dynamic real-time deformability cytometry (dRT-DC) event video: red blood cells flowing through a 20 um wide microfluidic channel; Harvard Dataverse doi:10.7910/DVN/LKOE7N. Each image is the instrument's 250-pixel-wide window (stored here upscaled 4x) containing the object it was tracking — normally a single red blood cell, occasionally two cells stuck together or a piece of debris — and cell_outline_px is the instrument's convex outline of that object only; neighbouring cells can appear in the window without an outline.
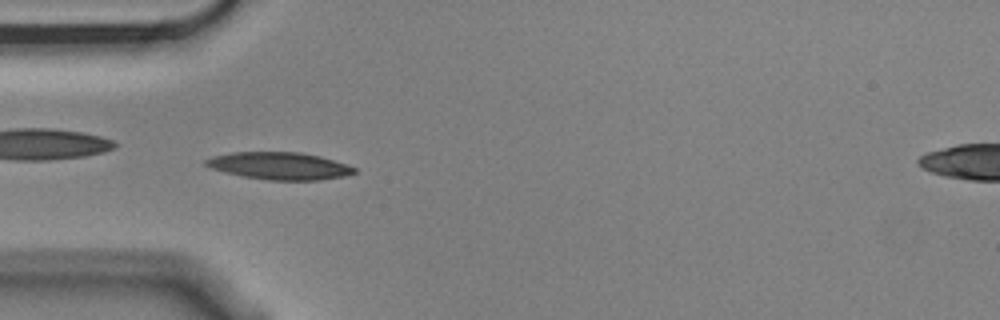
{"species": "Egyptian fruit bat (a non-hibernating species)", "species_latin": "Rousettus aegyptiacus", "temperature_condition": "cold", "stored_images_in_passage": 10, "camera_frame_rate_fps": 3000, "um_per_image_px": 0.085, "animal": {"sex": "male"}, "frame": {"image": 1, "passage_image": 5, "time_ms": 1.333, "image_size_px": [1000, 320], "cell_outline_px": [[356, 172], [344, 176], [320, 180], [268, 180], [244, 176], [224, 172], [212, 168], [204, 164], [204, 160], [212, 156], [232, 152], [300, 152], [320, 156], [356, 168]], "centroid_in_image_um": [23.73, 14.09], "position_along_channel_um": 61.3, "area_um2": 23.47}}
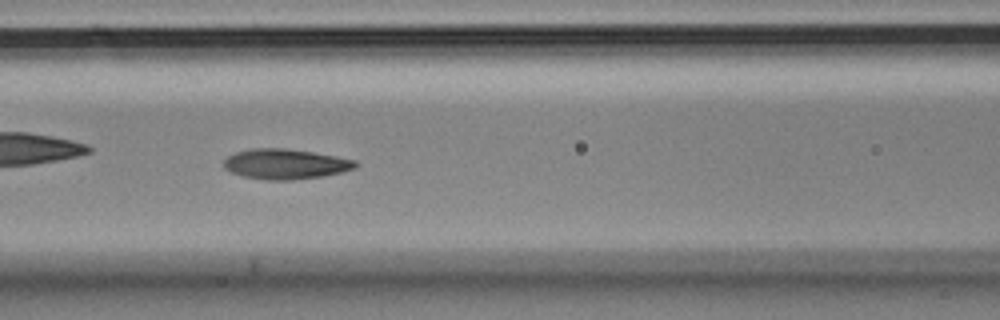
{"frame": {"image": 2, "passage_image": 7, "time_ms": 2.0, "image_size_px": [1000, 320], "cell_outline_px": [[356, 168], [324, 176], [292, 180], [264, 180], [244, 176], [232, 172], [224, 168], [224, 160], [228, 156], [236, 152], [252, 148], [284, 148], [312, 152], [336, 156], [356, 160]], "centroid_in_image_um": [24.26, 13.94], "position_along_channel_um": 142.3, "area_um2": 23.06}}
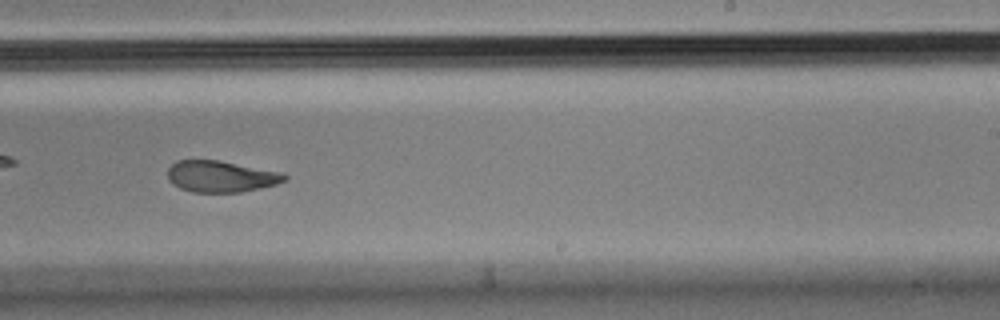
{"frame": {"image": 3, "passage_image": 10, "time_ms": 3.0, "image_size_px": [1000, 320], "cell_outline_px": [[288, 180], [276, 184], [260, 188], [240, 192], [192, 192], [180, 188], [172, 184], [168, 180], [168, 168], [176, 160], [220, 160], [284, 172], [288, 176]], "centroid_in_image_um": [18.8, 14.99], "position_along_channel_um": 270.2, "area_um2": 21.68}}